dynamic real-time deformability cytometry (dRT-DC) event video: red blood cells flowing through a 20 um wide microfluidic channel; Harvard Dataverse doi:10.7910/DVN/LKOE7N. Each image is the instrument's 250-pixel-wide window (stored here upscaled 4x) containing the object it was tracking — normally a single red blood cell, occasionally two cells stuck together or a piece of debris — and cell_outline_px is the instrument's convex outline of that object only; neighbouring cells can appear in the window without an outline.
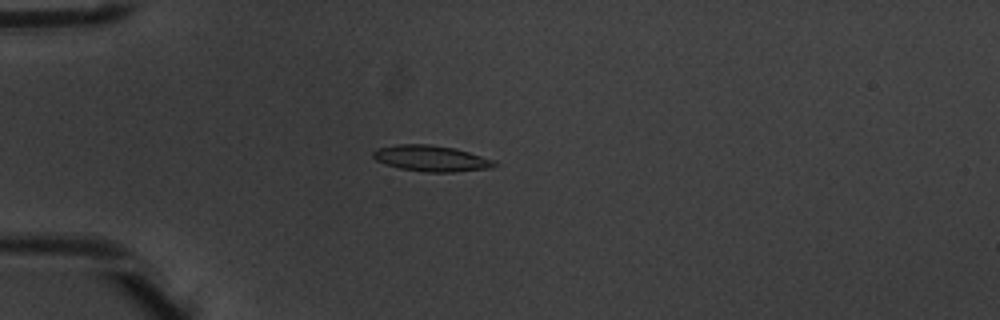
{"species": "common noctule bat (a hibernating species)", "species_latin": "Nyctalus noctula", "temperature_condition": "warm", "stored_images_in_passage": 3, "camera_frame_rate_fps": 3000, "um_per_image_px": 0.085, "animal": {"sex": "male", "body_mass_g": 20.1, "forearm_length_mm": 53.5}, "frame": {"image": 1, "passage_image": 3, "time_ms": 0.667, "image_size_px": [1000, 320], "cell_outline_px": [[500, 164], [492, 168], [452, 172], [424, 172], [400, 168], [376, 160], [372, 156], [372, 152], [376, 148], [396, 144], [428, 144], [456, 148], [496, 160]], "centroid_in_image_um": [36.7, 13.46], "position_along_channel_um": 48.3, "area_um2": 18.55}}